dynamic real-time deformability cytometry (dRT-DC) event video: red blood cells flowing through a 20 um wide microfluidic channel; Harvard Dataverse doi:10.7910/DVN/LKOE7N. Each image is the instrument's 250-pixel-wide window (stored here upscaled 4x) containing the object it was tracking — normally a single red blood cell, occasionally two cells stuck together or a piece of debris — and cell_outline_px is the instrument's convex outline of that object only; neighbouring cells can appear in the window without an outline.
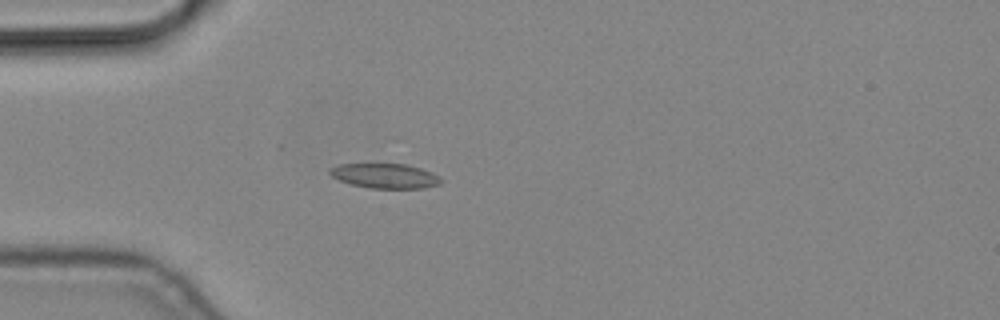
{"species": "common noctule bat (a hibernating species)", "species_latin": "Nyctalus noctula", "temperature_condition": "cold", "stored_images_in_passage": 2, "camera_frame_rate_fps": 3000, "um_per_image_px": 0.085, "animal": {"sex": "male", "body_mass_g": 19.2, "forearm_length_mm": 51.8}, "frame": {"image": 1, "passage_image": 1, "time_ms": 0.0, "image_size_px": [1000, 320], "cell_outline_px": [[444, 180], [440, 184], [424, 188], [372, 188], [352, 184], [340, 180], [332, 176], [328, 172], [328, 168], [340, 164], [404, 164], [420, 168], [432, 172], [440, 176]], "centroid_in_image_um": [32.75, 14.95], "position_along_channel_um": 52.2, "area_um2": 16.01}}